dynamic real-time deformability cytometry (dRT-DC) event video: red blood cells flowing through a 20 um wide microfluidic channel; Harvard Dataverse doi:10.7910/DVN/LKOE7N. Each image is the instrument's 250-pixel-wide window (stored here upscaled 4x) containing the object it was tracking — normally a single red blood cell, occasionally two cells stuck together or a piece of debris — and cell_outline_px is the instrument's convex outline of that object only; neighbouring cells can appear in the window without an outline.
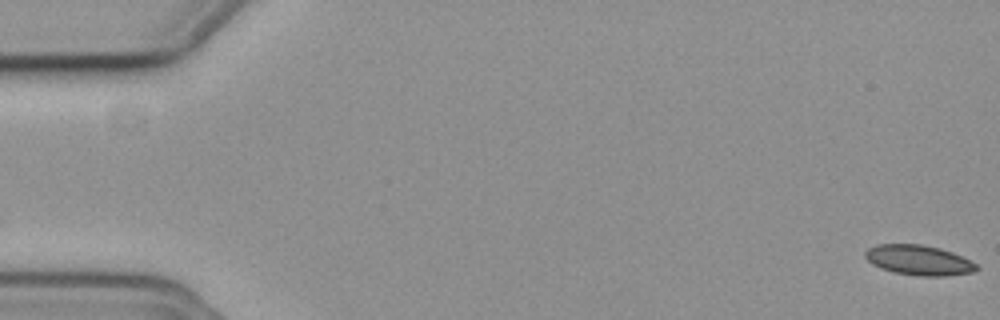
{"species": "common noctule bat (a hibernating species)", "species_latin": "Nyctalus noctula", "temperature_condition": "cold", "stored_images_in_passage": 10, "camera_frame_rate_fps": 3000, "um_per_image_px": 0.085, "animal": {"sex": "female", "body_mass_g": 19.3, "forearm_length_mm": 54.1}, "frame": {"image": 1, "passage_image": 1, "time_ms": 0.0, "image_size_px": [1000, 320], "cell_outline_px": [[980, 268], [976, 272], [948, 276], [920, 276], [892, 272], [880, 268], [872, 264], [864, 256], [864, 252], [868, 248], [876, 244], [920, 244], [940, 248], [952, 252], [976, 264]], "centroid_in_image_um": [78.09, 22.12], "position_along_channel_um": 6.9, "area_um2": 19.65}}